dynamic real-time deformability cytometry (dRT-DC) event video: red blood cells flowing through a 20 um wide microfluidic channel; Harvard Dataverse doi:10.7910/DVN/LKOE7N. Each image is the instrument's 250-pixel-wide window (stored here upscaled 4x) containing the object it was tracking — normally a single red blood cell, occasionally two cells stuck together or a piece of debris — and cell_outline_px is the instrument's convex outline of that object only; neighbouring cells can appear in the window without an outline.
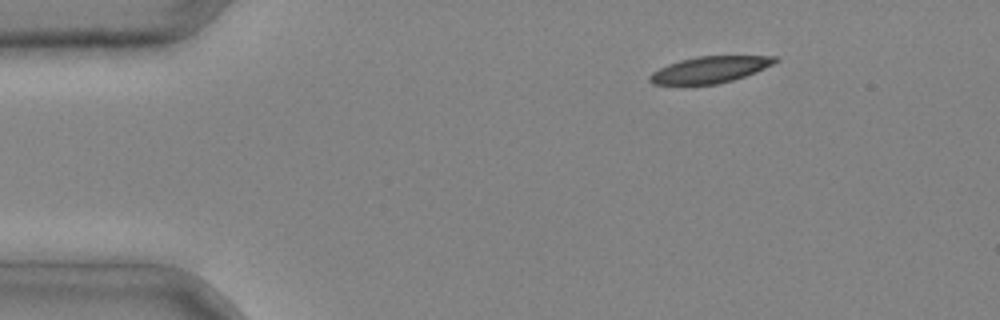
{"species": "common noctule bat (a hibernating species)", "species_latin": "Nyctalus noctula", "temperature_condition": "cold", "stored_images_in_passage": 4, "camera_frame_rate_fps": 3000, "um_per_image_px": 0.085, "animal": {"sex": "male", "body_mass_g": 20.4}, "frame": {"image": 1, "passage_image": 2, "time_ms": 0.333, "image_size_px": [1000, 320], "cell_outline_px": [[780, 60], [756, 72], [732, 80], [716, 84], [652, 84], [648, 80], [648, 76], [652, 72], [668, 64], [680, 60], [696, 56], [776, 56]], "centroid_in_image_um": [60.32, 5.91], "position_along_channel_um": 24.7, "area_um2": 19.19}}